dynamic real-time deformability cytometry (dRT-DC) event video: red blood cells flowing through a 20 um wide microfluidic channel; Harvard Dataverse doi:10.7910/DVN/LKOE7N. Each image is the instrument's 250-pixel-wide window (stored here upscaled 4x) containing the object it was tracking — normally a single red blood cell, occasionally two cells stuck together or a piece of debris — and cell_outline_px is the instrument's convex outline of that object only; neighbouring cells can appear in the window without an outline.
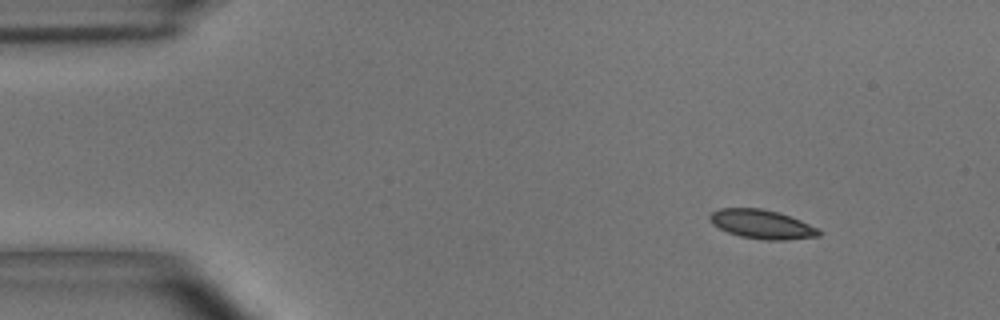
{"species": "common noctule bat (a hibernating species)", "species_latin": "Nyctalus noctula", "temperature_condition": "room temperature", "stored_images_in_passage": 3, "camera_frame_rate_fps": 3000, "um_per_image_px": 0.085, "animal": {"sex": "male", "body_mass_g": 15.6}, "frame": {"image": 1, "passage_image": 1, "time_ms": 0.0, "image_size_px": [1000, 320], "cell_outline_px": [[824, 232], [820, 236], [784, 240], [764, 240], [740, 236], [728, 232], [712, 224], [708, 220], [708, 216], [712, 212], [720, 208], [760, 208], [776, 212], [800, 220]], "centroid_in_image_um": [64.74, 19.07], "position_along_channel_um": 20.3, "area_um2": 18.32}}
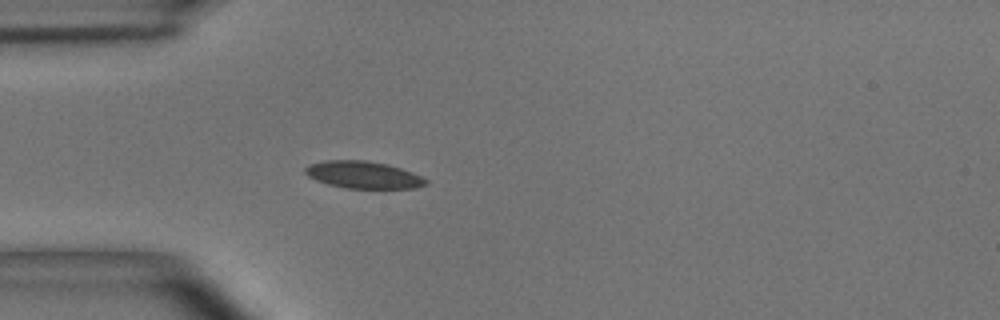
{"frame": {"image": 2, "passage_image": 3, "time_ms": 0.667, "image_size_px": [1000, 320], "cell_outline_px": [[428, 184], [416, 188], [348, 188], [328, 184], [316, 180], [308, 176], [304, 172], [304, 168], [308, 164], [324, 160], [364, 160], [388, 164], [412, 172], [428, 180]], "centroid_in_image_um": [30.86, 14.85], "position_along_channel_um": 54.1, "area_um2": 19.13}}